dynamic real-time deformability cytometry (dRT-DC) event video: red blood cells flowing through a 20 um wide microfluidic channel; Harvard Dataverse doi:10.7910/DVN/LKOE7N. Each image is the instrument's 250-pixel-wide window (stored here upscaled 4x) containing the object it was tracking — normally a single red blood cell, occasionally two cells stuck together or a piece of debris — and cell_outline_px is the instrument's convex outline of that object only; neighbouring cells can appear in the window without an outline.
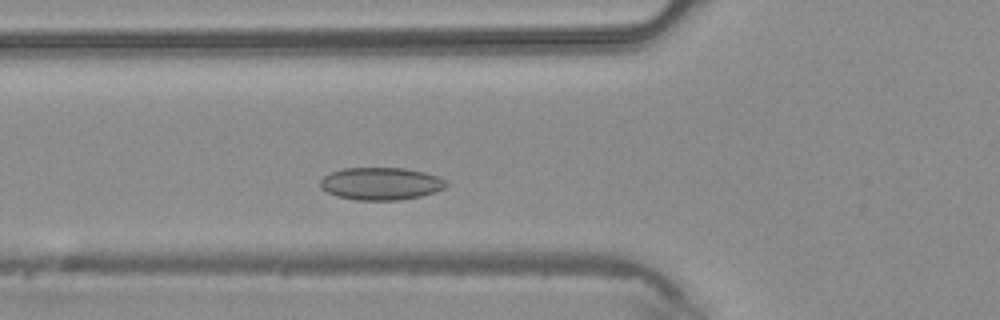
{"species": "common noctule bat (a hibernating species)", "species_latin": "Nyctalus noctula", "temperature_condition": "warm", "stored_images_in_passage": 32, "camera_frame_rate_fps": 3000, "um_per_image_px": 0.085, "animal": {"sex": "male", "body_mass_g": 20.4}, "frame": {"image": 1, "passage_image": 7, "time_ms": 2.0, "image_size_px": [1000, 320], "cell_outline_px": [[448, 184], [444, 188], [436, 192], [420, 196], [400, 200], [356, 200], [336, 196], [320, 188], [320, 180], [324, 176], [332, 172], [344, 168], [404, 168], [424, 172], [436, 176], [444, 180]], "centroid_in_image_um": [32.36, 15.61], "position_along_channel_um": 93.4, "area_um2": 23.81}}
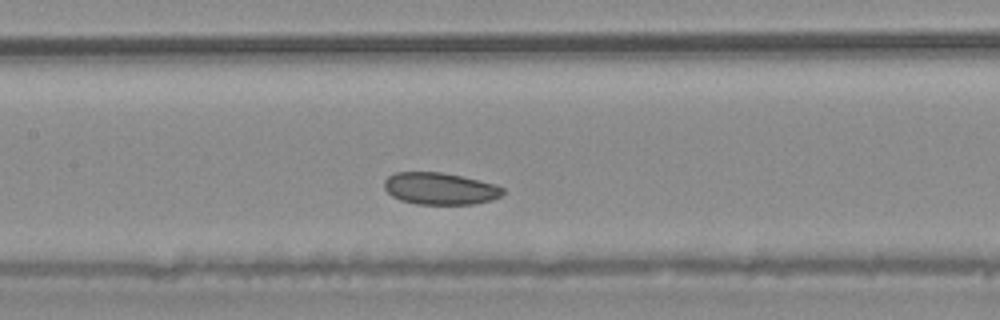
{"frame": {"image": 2, "passage_image": 12, "time_ms": 3.667, "image_size_px": [1000, 320], "cell_outline_px": [[504, 192], [500, 196], [492, 200], [472, 204], [416, 204], [400, 200], [392, 196], [384, 188], [384, 180], [388, 176], [396, 172], [440, 172], [480, 180], [496, 184], [504, 188]], "centroid_in_image_um": [37.4, 16.03], "position_along_channel_um": 170.0, "area_um2": 22.14}}
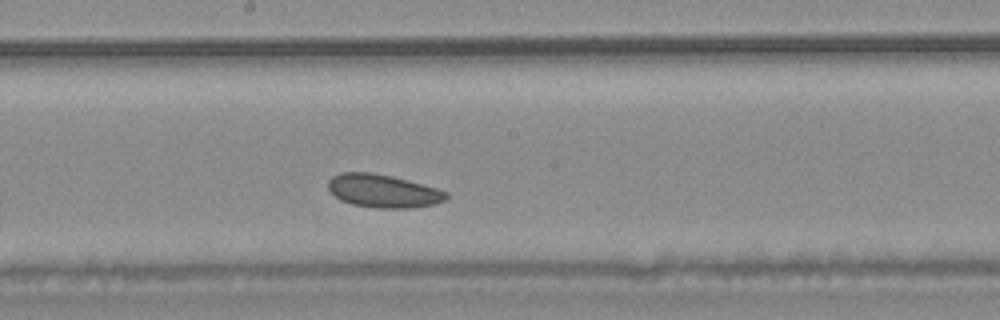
{"frame": {"image": 3, "passage_image": 15, "time_ms": 4.667, "image_size_px": [1000, 320], "cell_outline_px": [[448, 196], [444, 200], [432, 204], [412, 208], [376, 208], [352, 204], [340, 200], [328, 188], [328, 180], [332, 176], [340, 172], [372, 172], [392, 176], [436, 188], [448, 192]], "centroid_in_image_um": [32.53, 16.23], "position_along_channel_um": 215.7, "area_um2": 22.72}}